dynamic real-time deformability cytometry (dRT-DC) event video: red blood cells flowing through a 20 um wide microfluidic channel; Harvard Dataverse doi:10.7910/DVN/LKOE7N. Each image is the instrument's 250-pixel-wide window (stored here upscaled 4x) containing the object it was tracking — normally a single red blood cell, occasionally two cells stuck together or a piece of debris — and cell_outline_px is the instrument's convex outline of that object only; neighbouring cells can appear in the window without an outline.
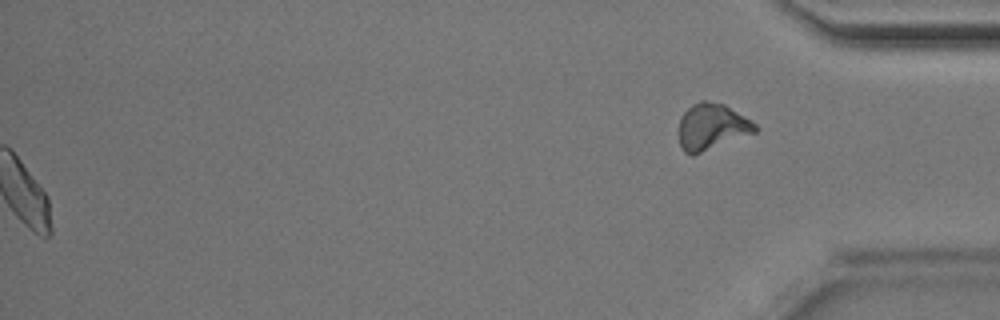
{"species": "Egyptian fruit bat (a non-hibernating species)", "species_latin": "Rousettus aegyptiacus", "temperature_condition": "room temperature", "stored_images_in_passage": 47, "segment_of_instrument_passage": [2, 2], "camera_frame_rate_fps": 3000, "um_per_image_px": 0.085, "animal": {"sex": "male"}, "frame": {"image": 1, "passage_image": 47, "time_ms": 15.333, "image_size_px": [1000, 320], "cell_outline_px": [[756, 132], [692, 156], [684, 152], [680, 148], [680, 116], [692, 104], [700, 100], [704, 100], [724, 104], [756, 124]], "centroid_in_image_um": [60.47, 10.78], "position_along_channel_um": 374.7, "area_um2": 20.4}}